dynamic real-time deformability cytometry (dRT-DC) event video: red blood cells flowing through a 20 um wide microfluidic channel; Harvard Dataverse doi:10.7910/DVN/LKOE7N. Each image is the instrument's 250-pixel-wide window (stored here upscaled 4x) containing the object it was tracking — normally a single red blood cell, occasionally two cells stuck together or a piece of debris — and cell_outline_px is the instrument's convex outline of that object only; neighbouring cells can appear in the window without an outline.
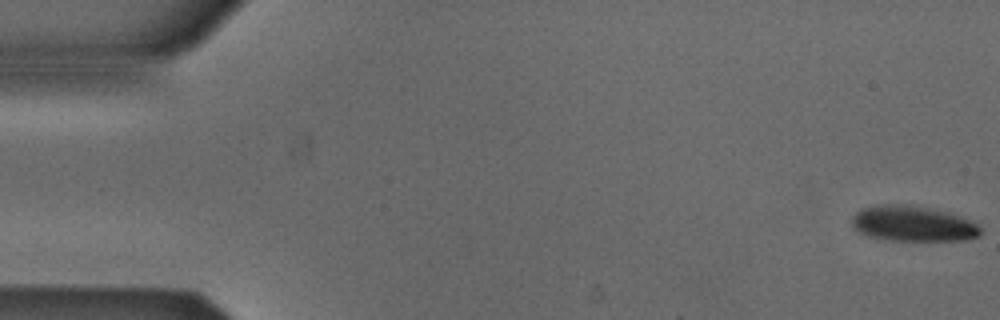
{"species": "Egyptian fruit bat (a non-hibernating species)", "species_latin": "Rousettus aegyptiacus", "temperature_condition": "cold", "stored_images_in_passage": 53, "camera_frame_rate_fps": 3000, "um_per_image_px": 0.085, "animal": {"sex": "male"}, "frame": {"image": 1, "passage_image": 1, "time_ms": 0.0, "image_size_px": [1000, 320], "cell_outline_px": [[980, 236], [968, 240], [892, 240], [872, 236], [860, 232], [852, 224], [852, 216], [860, 208], [880, 204], [908, 204], [948, 212], [960, 216], [976, 224], [980, 228]], "centroid_in_image_um": [77.6, 19.0], "position_along_channel_um": 7.4, "area_um2": 26.36}}
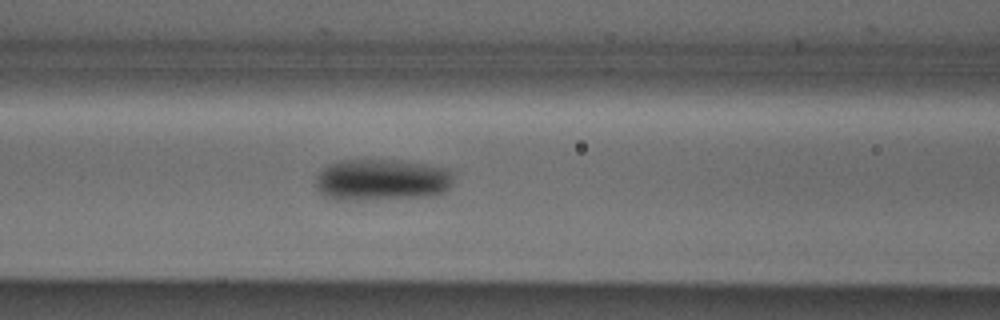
{"frame": {"image": 2, "passage_image": 22, "time_ms": 7.0, "image_size_px": [1000, 320], "cell_outline_px": [[452, 180], [448, 188], [444, 192], [432, 196], [344, 200], [336, 200], [324, 196], [316, 188], [316, 176], [328, 164], [340, 160], [400, 160], [448, 168], [452, 172]], "centroid_in_image_um": [32.43, 15.28], "position_along_channel_um": 134.2, "area_um2": 33.41}}
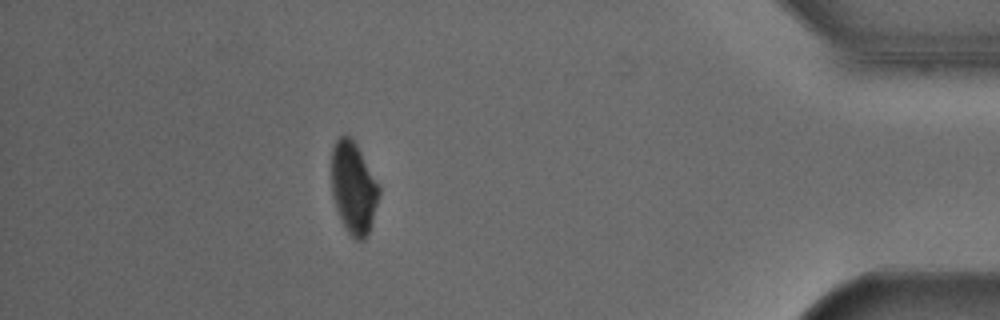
{"frame": {"image": 3, "passage_image": 47, "time_ms": 15.333, "image_size_px": [1000, 320], "cell_outline_px": [[380, 192], [372, 224], [364, 240], [356, 240], [348, 232], [336, 208], [332, 196], [332, 148], [336, 140], [344, 132], [348, 132], [352, 136], [380, 188]], "centroid_in_image_um": [30.04, 15.91], "position_along_channel_um": 405.2, "area_um2": 25.37}, "authors_computed_cell_mechanics": {"area_um2": 29.767, "velocity_mm_per_s": 3.8643, "shape_relaxation_time_tau1_ms": 4.8134, "shape_relaxation_time_tau2_ms": null, "deformation_change_tau1": 0.0949, "deformation_change_tau2": null}}